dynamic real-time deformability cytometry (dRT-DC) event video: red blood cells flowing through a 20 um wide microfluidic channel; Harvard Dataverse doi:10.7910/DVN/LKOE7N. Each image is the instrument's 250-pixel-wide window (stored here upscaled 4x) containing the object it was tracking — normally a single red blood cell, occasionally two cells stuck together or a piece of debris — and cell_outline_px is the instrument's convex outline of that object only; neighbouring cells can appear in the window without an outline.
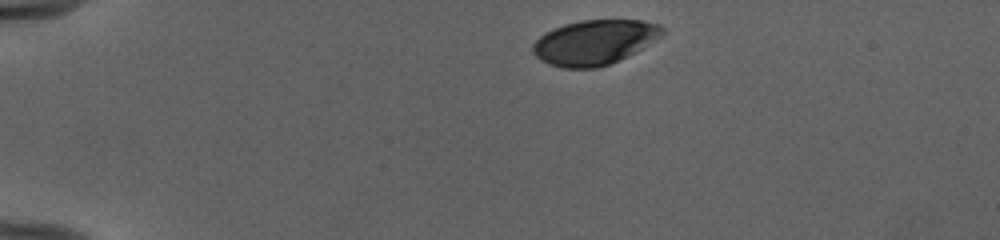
{"species": "human", "species_latin": "Homo sapiens", "temperature_condition": "cold", "stored_images_in_passage": 41, "camera_frame_rate_fps": 3000, "um_per_image_px": 0.085, "donor": {"sex": "female"}, "frame": {"image": 1, "passage_image": 1, "time_ms": 0.0, "image_size_px": [1000, 240], "cell_outline_px": [[664, 32], [656, 40], [628, 56], [608, 64], [596, 68], [564, 68], [548, 64], [540, 60], [532, 52], [532, 44], [544, 32], [552, 28], [564, 24], [580, 20], [640, 20], [660, 24], [664, 28]], "centroid_in_image_um": [50.5, 3.59], "position_along_channel_um": 34.5, "area_um2": 33.93}}
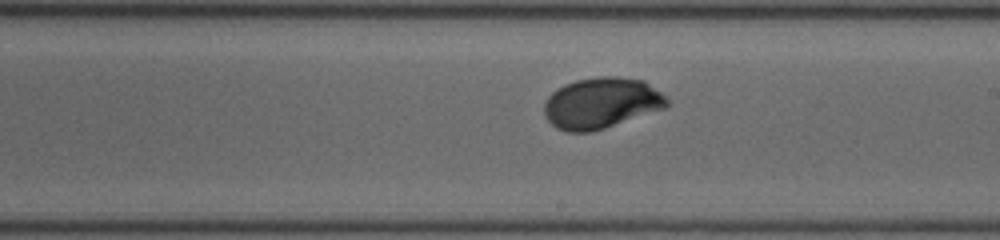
{"frame": {"image": 2, "passage_image": 22, "time_ms": 7.0, "image_size_px": [1000, 240], "cell_outline_px": [[668, 108], [592, 132], [568, 132], [556, 128], [544, 116], [544, 104], [548, 96], [556, 88], [564, 84], [576, 80], [596, 76], [616, 76], [644, 80], [660, 92], [668, 100]], "centroid_in_image_um": [51.11, 8.76], "position_along_channel_um": 237.9, "area_um2": 36.82}}
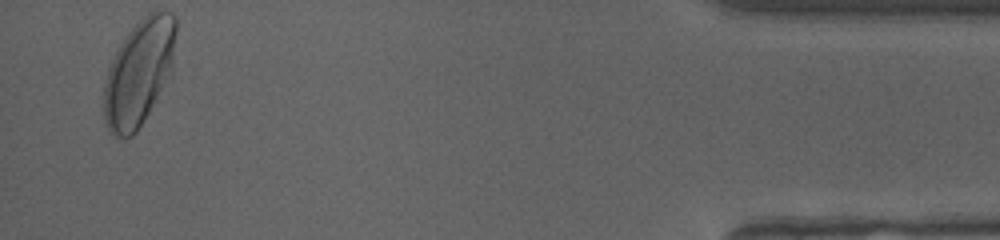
{"frame": {"image": 3, "passage_image": 41, "time_ms": 13.333, "image_size_px": [1000, 240], "cell_outline_px": [[176, 32], [172, 72], [136, 132], [132, 136], [124, 140], [112, 136], [108, 132], [104, 120], [104, 84], [108, 68], [120, 44], [128, 32], [148, 12], [172, 12], [176, 16]], "centroid_in_image_um": [11.8, 6.2], "position_along_channel_um": 423.4, "area_um2": 44.45}, "authors_computed_cell_mechanics": {"area_um2": 36.125, "velocity_mm_per_s": 3.9507, "shape_relaxation_time_tau1_ms": 2.7921, "shape_relaxation_time_tau2_ms": null, "deformation_change_tau1": 0.1271, "deformation_change_tau2": null}}